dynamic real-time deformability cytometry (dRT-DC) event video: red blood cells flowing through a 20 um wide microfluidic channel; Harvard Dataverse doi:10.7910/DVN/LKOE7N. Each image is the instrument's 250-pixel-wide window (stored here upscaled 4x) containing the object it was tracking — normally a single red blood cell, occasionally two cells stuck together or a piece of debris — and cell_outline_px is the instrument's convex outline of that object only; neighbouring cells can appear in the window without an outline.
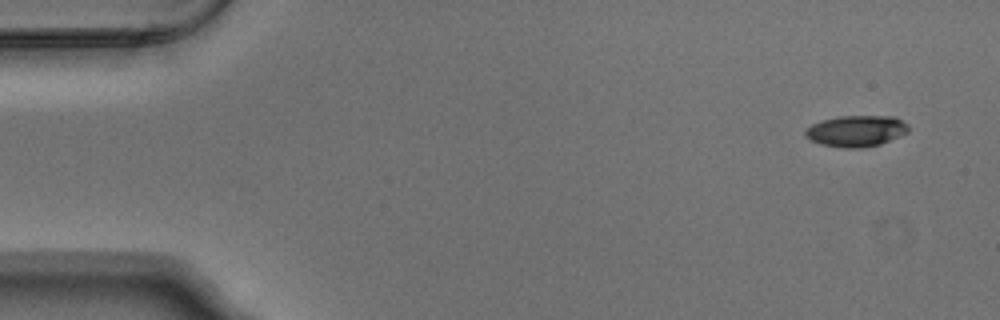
{"species": "Egyptian fruit bat (a non-hibernating species)", "species_latin": "Rousettus aegyptiacus", "temperature_condition": "warm", "stored_images_in_passage": 4, "segment_of_instrument_passage": [1, 2], "camera_frame_rate_fps": 3000, "um_per_image_px": 0.085, "animal": {"sex": "male"}, "frame": {"image": 1, "passage_image": 1, "time_ms": 0.0, "image_size_px": [1000, 320], "cell_outline_px": [[908, 132], [880, 144], [860, 148], [844, 148], [820, 144], [804, 136], [804, 132], [812, 124], [820, 120], [840, 116], [896, 116], [908, 124]], "centroid_in_image_um": [72.78, 11.12], "position_along_channel_um": 12.2, "area_um2": 18.79}}